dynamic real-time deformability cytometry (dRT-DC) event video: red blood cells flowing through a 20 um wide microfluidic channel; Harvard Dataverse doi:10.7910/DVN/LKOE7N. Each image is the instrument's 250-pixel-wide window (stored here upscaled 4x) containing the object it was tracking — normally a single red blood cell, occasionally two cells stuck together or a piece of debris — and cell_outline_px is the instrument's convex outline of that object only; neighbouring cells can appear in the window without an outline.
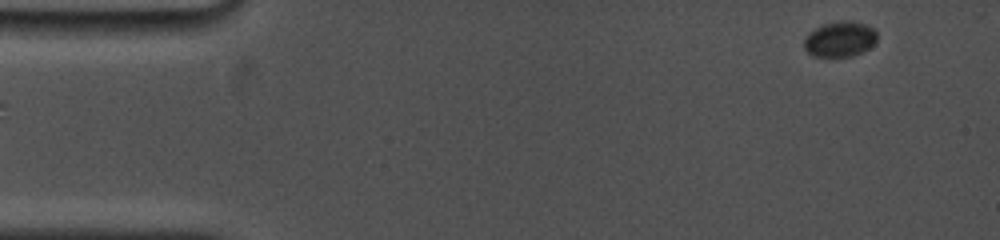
{"species": "common noctule bat (a hibernating species)", "species_latin": "Nyctalus noctula", "temperature_condition": "cold", "stored_images_in_passage": 5, "camera_frame_rate_fps": 5000, "um_per_image_px": 0.085, "animal": {"sex": "female", "body_mass_g": 19.0, "forearm_length_mm": 53.3}, "frame": {"image": 1, "passage_image": 1, "time_ms": 0.0, "image_size_px": [1000, 240], "cell_outline_px": [[876, 40], [868, 48], [852, 56], [812, 56], [804, 48], [804, 40], [816, 28], [824, 24], [840, 20], [848, 20], [864, 24], [872, 28], [876, 32]], "centroid_in_image_um": [71.39, 3.32], "position_along_channel_um": 13.6, "area_um2": 14.68}}